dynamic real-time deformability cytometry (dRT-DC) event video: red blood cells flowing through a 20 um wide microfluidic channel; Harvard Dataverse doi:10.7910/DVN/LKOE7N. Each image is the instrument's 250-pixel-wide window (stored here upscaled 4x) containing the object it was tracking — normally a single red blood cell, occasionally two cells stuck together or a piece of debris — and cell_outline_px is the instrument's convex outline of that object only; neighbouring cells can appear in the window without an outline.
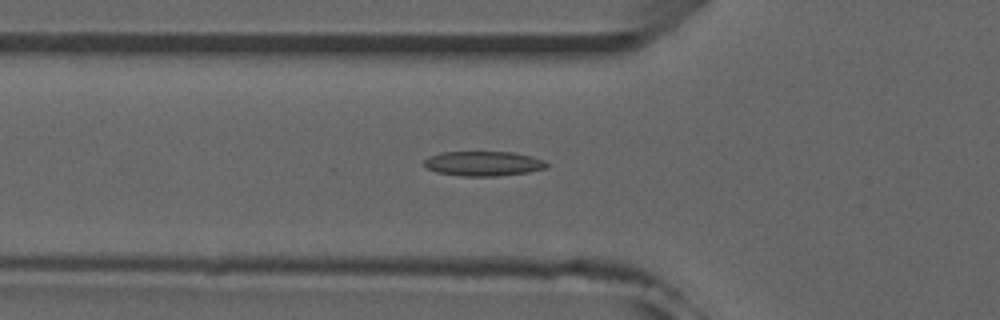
{"species": "common noctule bat (a hibernating species)", "species_latin": "Nyctalus noctula", "temperature_condition": "room temperature", "stored_images_in_passage": 52, "camera_frame_rate_fps": 3000, "um_per_image_px": 0.085, "animal": {"sex": "male", "forearm_length_mm": 52.5}, "frame": {"image": 1, "passage_image": 18, "time_ms": 5.667, "image_size_px": [1000, 320], "cell_outline_px": [[548, 168], [528, 172], [496, 176], [460, 176], [436, 172], [424, 168], [424, 160], [428, 156], [440, 152], [512, 152], [532, 156], [544, 160], [548, 164]], "centroid_in_image_um": [41.06, 13.9], "position_along_channel_um": 84.7, "area_um2": 17.86}}
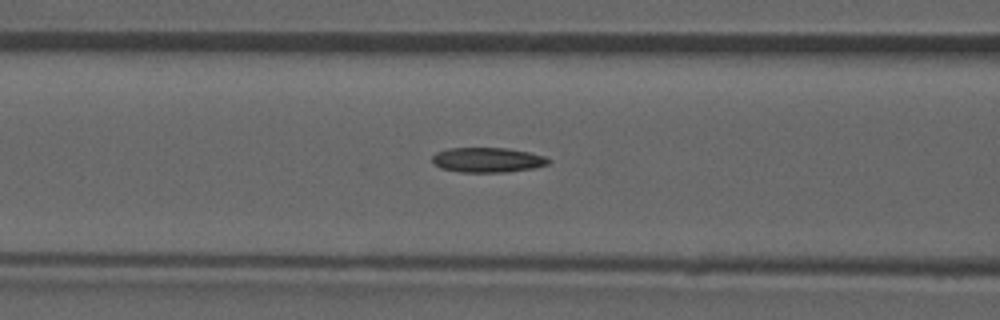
{"frame": {"image": 2, "passage_image": 21, "time_ms": 6.667, "image_size_px": [1000, 320], "cell_outline_px": [[552, 160], [548, 164], [532, 168], [504, 172], [460, 172], [440, 168], [432, 164], [432, 156], [436, 152], [448, 148], [508, 148], [528, 152], [544, 156]], "centroid_in_image_um": [41.4, 13.59], "position_along_channel_um": 125.2, "area_um2": 16.88}}
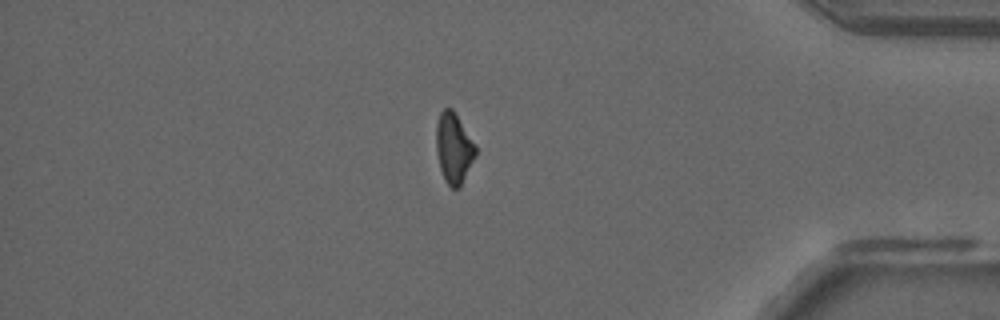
{"frame": {"image": 3, "passage_image": 44, "time_ms": 14.333, "image_size_px": [1000, 320], "cell_outline_px": [[476, 156], [460, 188], [452, 188], [444, 180], [440, 168], [436, 148], [436, 124], [440, 112], [444, 108], [452, 108], [476, 144]], "centroid_in_image_um": [38.58, 12.59], "position_along_channel_um": 396.6, "area_um2": 16.3}}